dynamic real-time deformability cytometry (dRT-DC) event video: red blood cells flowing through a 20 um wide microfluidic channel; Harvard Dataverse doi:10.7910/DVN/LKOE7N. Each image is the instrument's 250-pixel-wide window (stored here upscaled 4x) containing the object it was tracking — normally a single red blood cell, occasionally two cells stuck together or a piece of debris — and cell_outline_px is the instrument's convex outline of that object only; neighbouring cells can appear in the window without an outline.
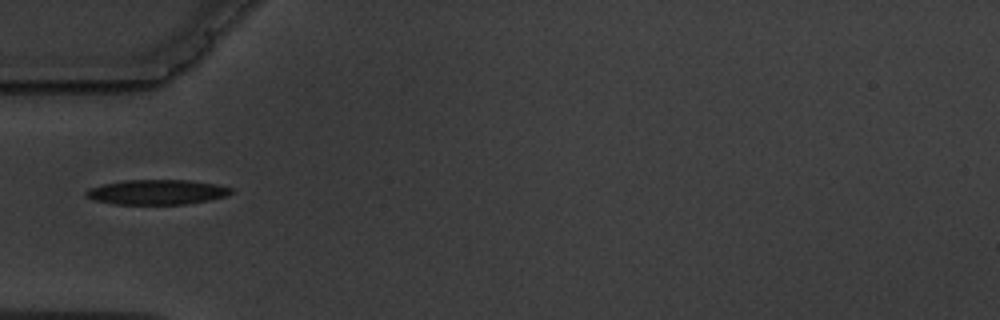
{"species": "common noctule bat (a hibernating species)", "species_latin": "Nyctalus noctula", "temperature_condition": "warm", "stored_images_in_passage": 6, "camera_frame_rate_fps": 3000, "um_per_image_px": 0.085, "animal": {"sex": "male", "body_mass_g": 19.5, "forearm_length_mm": 54.6}, "frame": {"image": 1, "passage_image": 1, "time_ms": 0.0, "image_size_px": [1000, 320], "cell_outline_px": [[232, 192], [228, 196], [208, 200], [184, 204], [116, 204], [92, 200], [84, 196], [84, 192], [88, 188], [104, 184], [124, 180], [192, 180], [216, 184], [232, 188]], "centroid_in_image_um": [13.31, 16.32], "position_along_channel_um": 71.7, "area_um2": 21.15}}
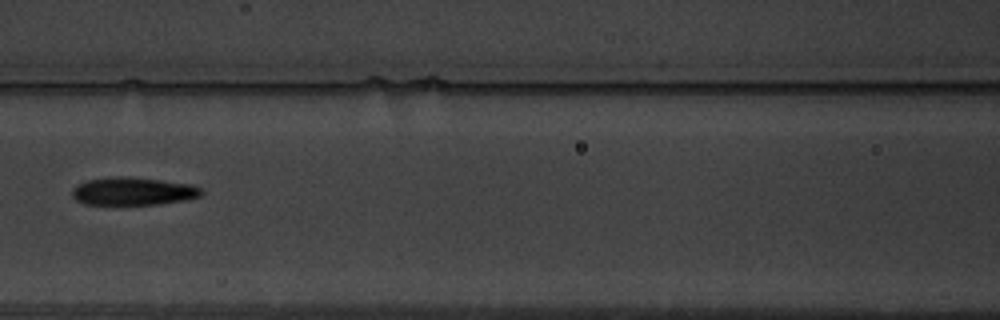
{"frame": {"image": 2, "passage_image": 3, "time_ms": 2.333, "image_size_px": [1000, 320], "cell_outline_px": [[204, 192], [200, 196], [184, 200], [156, 204], [116, 208], [84, 204], [76, 200], [72, 196], [72, 188], [76, 184], [88, 180], [120, 176], [128, 176], [192, 184], [200, 188]], "centroid_in_image_um": [11.24, 16.31], "position_along_channel_um": 155.4, "area_um2": 21.96}}
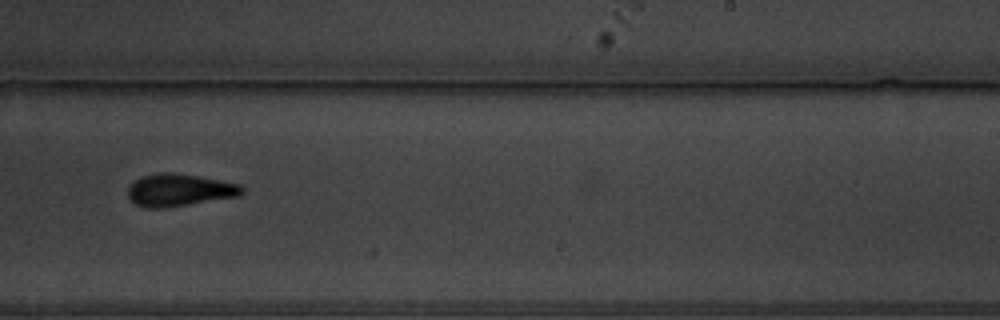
{"frame": {"image": 3, "passage_image": 6, "time_ms": 5.667, "image_size_px": [1000, 320], "cell_outline_px": [[244, 192], [240, 196], [164, 208], [148, 208], [136, 204], [128, 200], [128, 188], [140, 176], [160, 172], [172, 172], [196, 176], [240, 184], [244, 188]], "centroid_in_image_um": [15.23, 16.16], "position_along_channel_um": 273.8, "area_um2": 21.5}}